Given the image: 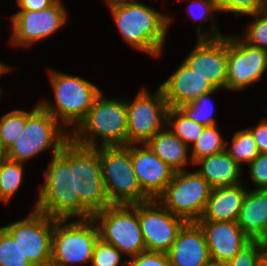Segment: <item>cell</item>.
Here are the masks:
<instances>
[{
	"instance_id": "ba28073f",
	"label": "cell",
	"mask_w": 267,
	"mask_h": 266,
	"mask_svg": "<svg viewBox=\"0 0 267 266\" xmlns=\"http://www.w3.org/2000/svg\"><path fill=\"white\" fill-rule=\"evenodd\" d=\"M66 222L67 219L55 218L50 266L91 263L93 249L99 239L96 222L92 218Z\"/></svg>"
},
{
	"instance_id": "4316f807",
	"label": "cell",
	"mask_w": 267,
	"mask_h": 266,
	"mask_svg": "<svg viewBox=\"0 0 267 266\" xmlns=\"http://www.w3.org/2000/svg\"><path fill=\"white\" fill-rule=\"evenodd\" d=\"M23 165L7 158L0 163V201L4 204L12 199L22 183Z\"/></svg>"
},
{
	"instance_id": "d590c367",
	"label": "cell",
	"mask_w": 267,
	"mask_h": 266,
	"mask_svg": "<svg viewBox=\"0 0 267 266\" xmlns=\"http://www.w3.org/2000/svg\"><path fill=\"white\" fill-rule=\"evenodd\" d=\"M265 251L262 240H252L225 263V266H258L259 259Z\"/></svg>"
},
{
	"instance_id": "cb8c5ba5",
	"label": "cell",
	"mask_w": 267,
	"mask_h": 266,
	"mask_svg": "<svg viewBox=\"0 0 267 266\" xmlns=\"http://www.w3.org/2000/svg\"><path fill=\"white\" fill-rule=\"evenodd\" d=\"M157 132L146 144L149 148L175 172L186 170L183 166L193 164L188 156L190 147L166 127ZM191 159V160H190Z\"/></svg>"
},
{
	"instance_id": "484cf974",
	"label": "cell",
	"mask_w": 267,
	"mask_h": 266,
	"mask_svg": "<svg viewBox=\"0 0 267 266\" xmlns=\"http://www.w3.org/2000/svg\"><path fill=\"white\" fill-rule=\"evenodd\" d=\"M231 140L228 149L229 145L225 142V151L240 166L241 163L249 165L259 154L254 136L249 128L235 132Z\"/></svg>"
},
{
	"instance_id": "277c9868",
	"label": "cell",
	"mask_w": 267,
	"mask_h": 266,
	"mask_svg": "<svg viewBox=\"0 0 267 266\" xmlns=\"http://www.w3.org/2000/svg\"><path fill=\"white\" fill-rule=\"evenodd\" d=\"M58 122L37 103L31 112L26 111L25 129L6 151V158L25 163L51 147L52 156L60 152L61 147L70 139V131L65 132V128L60 127Z\"/></svg>"
},
{
	"instance_id": "d4e9b609",
	"label": "cell",
	"mask_w": 267,
	"mask_h": 266,
	"mask_svg": "<svg viewBox=\"0 0 267 266\" xmlns=\"http://www.w3.org/2000/svg\"><path fill=\"white\" fill-rule=\"evenodd\" d=\"M167 127L189 147L196 142L202 134L205 126L189 119L178 108H170L167 111Z\"/></svg>"
},
{
	"instance_id": "5bb4252c",
	"label": "cell",
	"mask_w": 267,
	"mask_h": 266,
	"mask_svg": "<svg viewBox=\"0 0 267 266\" xmlns=\"http://www.w3.org/2000/svg\"><path fill=\"white\" fill-rule=\"evenodd\" d=\"M158 203L157 199L138 203V219L146 251L167 253L186 221Z\"/></svg>"
},
{
	"instance_id": "6da1fadb",
	"label": "cell",
	"mask_w": 267,
	"mask_h": 266,
	"mask_svg": "<svg viewBox=\"0 0 267 266\" xmlns=\"http://www.w3.org/2000/svg\"><path fill=\"white\" fill-rule=\"evenodd\" d=\"M35 209L56 219H81V201L74 197V141L70 138L44 170Z\"/></svg>"
},
{
	"instance_id": "8992f818",
	"label": "cell",
	"mask_w": 267,
	"mask_h": 266,
	"mask_svg": "<svg viewBox=\"0 0 267 266\" xmlns=\"http://www.w3.org/2000/svg\"><path fill=\"white\" fill-rule=\"evenodd\" d=\"M99 147L102 176L110 204L132 205L148 201L133 170L131 144Z\"/></svg>"
},
{
	"instance_id": "f546056e",
	"label": "cell",
	"mask_w": 267,
	"mask_h": 266,
	"mask_svg": "<svg viewBox=\"0 0 267 266\" xmlns=\"http://www.w3.org/2000/svg\"><path fill=\"white\" fill-rule=\"evenodd\" d=\"M26 111L12 110L0 117V142L7 151L25 129Z\"/></svg>"
},
{
	"instance_id": "836d02e7",
	"label": "cell",
	"mask_w": 267,
	"mask_h": 266,
	"mask_svg": "<svg viewBox=\"0 0 267 266\" xmlns=\"http://www.w3.org/2000/svg\"><path fill=\"white\" fill-rule=\"evenodd\" d=\"M219 12L255 14L267 10V0H215Z\"/></svg>"
},
{
	"instance_id": "ab89813d",
	"label": "cell",
	"mask_w": 267,
	"mask_h": 266,
	"mask_svg": "<svg viewBox=\"0 0 267 266\" xmlns=\"http://www.w3.org/2000/svg\"><path fill=\"white\" fill-rule=\"evenodd\" d=\"M56 0H16L20 10L39 11L51 6Z\"/></svg>"
},
{
	"instance_id": "f1b7e54d",
	"label": "cell",
	"mask_w": 267,
	"mask_h": 266,
	"mask_svg": "<svg viewBox=\"0 0 267 266\" xmlns=\"http://www.w3.org/2000/svg\"><path fill=\"white\" fill-rule=\"evenodd\" d=\"M220 89H215L214 91L201 95L195 101H191L187 104H183L178 109L186 115L189 119L200 123L201 125L208 127L216 125V121L213 115V104L210 97Z\"/></svg>"
},
{
	"instance_id": "8fae6325",
	"label": "cell",
	"mask_w": 267,
	"mask_h": 266,
	"mask_svg": "<svg viewBox=\"0 0 267 266\" xmlns=\"http://www.w3.org/2000/svg\"><path fill=\"white\" fill-rule=\"evenodd\" d=\"M127 106V145L145 144L166 127L169 106L162 89L152 95L142 88Z\"/></svg>"
},
{
	"instance_id": "7c38bea8",
	"label": "cell",
	"mask_w": 267,
	"mask_h": 266,
	"mask_svg": "<svg viewBox=\"0 0 267 266\" xmlns=\"http://www.w3.org/2000/svg\"><path fill=\"white\" fill-rule=\"evenodd\" d=\"M55 218L33 211L3 228L14 238L33 266H50Z\"/></svg>"
},
{
	"instance_id": "8d00e7d4",
	"label": "cell",
	"mask_w": 267,
	"mask_h": 266,
	"mask_svg": "<svg viewBox=\"0 0 267 266\" xmlns=\"http://www.w3.org/2000/svg\"><path fill=\"white\" fill-rule=\"evenodd\" d=\"M249 172L256 189L267 190V153H259L249 164Z\"/></svg>"
},
{
	"instance_id": "7bdbcfd3",
	"label": "cell",
	"mask_w": 267,
	"mask_h": 266,
	"mask_svg": "<svg viewBox=\"0 0 267 266\" xmlns=\"http://www.w3.org/2000/svg\"><path fill=\"white\" fill-rule=\"evenodd\" d=\"M258 266H267V251H265L259 259Z\"/></svg>"
},
{
	"instance_id": "ffe728a7",
	"label": "cell",
	"mask_w": 267,
	"mask_h": 266,
	"mask_svg": "<svg viewBox=\"0 0 267 266\" xmlns=\"http://www.w3.org/2000/svg\"><path fill=\"white\" fill-rule=\"evenodd\" d=\"M171 266H202L210 253L204 233L196 222H186L167 252Z\"/></svg>"
},
{
	"instance_id": "f6af8a7d",
	"label": "cell",
	"mask_w": 267,
	"mask_h": 266,
	"mask_svg": "<svg viewBox=\"0 0 267 266\" xmlns=\"http://www.w3.org/2000/svg\"><path fill=\"white\" fill-rule=\"evenodd\" d=\"M6 159V150L2 147L0 142V163Z\"/></svg>"
},
{
	"instance_id": "9a60e30c",
	"label": "cell",
	"mask_w": 267,
	"mask_h": 266,
	"mask_svg": "<svg viewBox=\"0 0 267 266\" xmlns=\"http://www.w3.org/2000/svg\"><path fill=\"white\" fill-rule=\"evenodd\" d=\"M66 21V8L61 0H56L48 8L39 11L19 10L11 16L10 40L13 45L27 47L52 36Z\"/></svg>"
},
{
	"instance_id": "4dcf8cb0",
	"label": "cell",
	"mask_w": 267,
	"mask_h": 266,
	"mask_svg": "<svg viewBox=\"0 0 267 266\" xmlns=\"http://www.w3.org/2000/svg\"><path fill=\"white\" fill-rule=\"evenodd\" d=\"M193 5L197 6V9L200 12L197 14V16H195V14L191 10V8H193ZM188 7H191L188 11L191 19L201 21L202 23L208 21L209 18L211 20V29H209L210 32H202L201 26L203 25H201V23L199 24V26L197 27L198 39H219L224 37L223 34L218 31L214 19L211 18L213 16V12H219L215 0H192ZM197 9L195 13L197 12Z\"/></svg>"
},
{
	"instance_id": "7402d4cb",
	"label": "cell",
	"mask_w": 267,
	"mask_h": 266,
	"mask_svg": "<svg viewBox=\"0 0 267 266\" xmlns=\"http://www.w3.org/2000/svg\"><path fill=\"white\" fill-rule=\"evenodd\" d=\"M247 190L243 184L212 189L198 221H237Z\"/></svg>"
},
{
	"instance_id": "b9f144b4",
	"label": "cell",
	"mask_w": 267,
	"mask_h": 266,
	"mask_svg": "<svg viewBox=\"0 0 267 266\" xmlns=\"http://www.w3.org/2000/svg\"><path fill=\"white\" fill-rule=\"evenodd\" d=\"M202 266H225V264L210 258Z\"/></svg>"
},
{
	"instance_id": "3957f363",
	"label": "cell",
	"mask_w": 267,
	"mask_h": 266,
	"mask_svg": "<svg viewBox=\"0 0 267 266\" xmlns=\"http://www.w3.org/2000/svg\"><path fill=\"white\" fill-rule=\"evenodd\" d=\"M99 140L97 141V138ZM70 138L77 144L97 148L127 145V106L121 98L107 99L101 93L86 117L72 129Z\"/></svg>"
},
{
	"instance_id": "2e32d148",
	"label": "cell",
	"mask_w": 267,
	"mask_h": 266,
	"mask_svg": "<svg viewBox=\"0 0 267 266\" xmlns=\"http://www.w3.org/2000/svg\"><path fill=\"white\" fill-rule=\"evenodd\" d=\"M183 61L216 89L225 88L227 75V36L219 39H197Z\"/></svg>"
},
{
	"instance_id": "f35d334b",
	"label": "cell",
	"mask_w": 267,
	"mask_h": 266,
	"mask_svg": "<svg viewBox=\"0 0 267 266\" xmlns=\"http://www.w3.org/2000/svg\"><path fill=\"white\" fill-rule=\"evenodd\" d=\"M249 130L254 136L259 153H267V118L261 119L255 128Z\"/></svg>"
},
{
	"instance_id": "1f68e13d",
	"label": "cell",
	"mask_w": 267,
	"mask_h": 266,
	"mask_svg": "<svg viewBox=\"0 0 267 266\" xmlns=\"http://www.w3.org/2000/svg\"><path fill=\"white\" fill-rule=\"evenodd\" d=\"M0 266H33L3 227H0Z\"/></svg>"
},
{
	"instance_id": "e575fe53",
	"label": "cell",
	"mask_w": 267,
	"mask_h": 266,
	"mask_svg": "<svg viewBox=\"0 0 267 266\" xmlns=\"http://www.w3.org/2000/svg\"><path fill=\"white\" fill-rule=\"evenodd\" d=\"M122 253L113 245L103 242L100 238L95 243L92 255V266H126L127 260L121 262Z\"/></svg>"
},
{
	"instance_id": "7a4b0ae2",
	"label": "cell",
	"mask_w": 267,
	"mask_h": 266,
	"mask_svg": "<svg viewBox=\"0 0 267 266\" xmlns=\"http://www.w3.org/2000/svg\"><path fill=\"white\" fill-rule=\"evenodd\" d=\"M109 9L124 41L154 57L162 53L171 17L137 1Z\"/></svg>"
},
{
	"instance_id": "30bf717a",
	"label": "cell",
	"mask_w": 267,
	"mask_h": 266,
	"mask_svg": "<svg viewBox=\"0 0 267 266\" xmlns=\"http://www.w3.org/2000/svg\"><path fill=\"white\" fill-rule=\"evenodd\" d=\"M211 190L209 183L197 171H176L157 200L186 222H196L203 214Z\"/></svg>"
},
{
	"instance_id": "4fadbf2b",
	"label": "cell",
	"mask_w": 267,
	"mask_h": 266,
	"mask_svg": "<svg viewBox=\"0 0 267 266\" xmlns=\"http://www.w3.org/2000/svg\"><path fill=\"white\" fill-rule=\"evenodd\" d=\"M266 70L267 50L246 43L240 36H227L225 89L245 90L258 82Z\"/></svg>"
},
{
	"instance_id": "9c48e42d",
	"label": "cell",
	"mask_w": 267,
	"mask_h": 266,
	"mask_svg": "<svg viewBox=\"0 0 267 266\" xmlns=\"http://www.w3.org/2000/svg\"><path fill=\"white\" fill-rule=\"evenodd\" d=\"M74 197L81 201V219L111 205L104 186L99 147H86L74 142Z\"/></svg>"
},
{
	"instance_id": "603a6c76",
	"label": "cell",
	"mask_w": 267,
	"mask_h": 266,
	"mask_svg": "<svg viewBox=\"0 0 267 266\" xmlns=\"http://www.w3.org/2000/svg\"><path fill=\"white\" fill-rule=\"evenodd\" d=\"M237 223L251 240H263L267 234V190H247Z\"/></svg>"
},
{
	"instance_id": "52a82bcc",
	"label": "cell",
	"mask_w": 267,
	"mask_h": 266,
	"mask_svg": "<svg viewBox=\"0 0 267 266\" xmlns=\"http://www.w3.org/2000/svg\"><path fill=\"white\" fill-rule=\"evenodd\" d=\"M92 219L97 224L99 238L115 246L123 255L126 253L132 258L146 251L138 219V203L111 204L95 213Z\"/></svg>"
},
{
	"instance_id": "83f0119b",
	"label": "cell",
	"mask_w": 267,
	"mask_h": 266,
	"mask_svg": "<svg viewBox=\"0 0 267 266\" xmlns=\"http://www.w3.org/2000/svg\"><path fill=\"white\" fill-rule=\"evenodd\" d=\"M225 142L217 125L205 127L202 134L190 147L193 164L203 157L224 151Z\"/></svg>"
},
{
	"instance_id": "bcb514c9",
	"label": "cell",
	"mask_w": 267,
	"mask_h": 266,
	"mask_svg": "<svg viewBox=\"0 0 267 266\" xmlns=\"http://www.w3.org/2000/svg\"><path fill=\"white\" fill-rule=\"evenodd\" d=\"M262 243H263V245H264V247H265V250L267 251V234H266L265 237L263 238Z\"/></svg>"
},
{
	"instance_id": "60d3db41",
	"label": "cell",
	"mask_w": 267,
	"mask_h": 266,
	"mask_svg": "<svg viewBox=\"0 0 267 266\" xmlns=\"http://www.w3.org/2000/svg\"><path fill=\"white\" fill-rule=\"evenodd\" d=\"M109 6L113 5H120V4H125V3H130V2H135L137 0H106Z\"/></svg>"
},
{
	"instance_id": "5b68a950",
	"label": "cell",
	"mask_w": 267,
	"mask_h": 266,
	"mask_svg": "<svg viewBox=\"0 0 267 266\" xmlns=\"http://www.w3.org/2000/svg\"><path fill=\"white\" fill-rule=\"evenodd\" d=\"M49 79L56 103L46 100L39 104L63 125H73L74 129L86 117L95 99L102 91L91 82L78 76L49 70ZM50 103V104H49Z\"/></svg>"
},
{
	"instance_id": "d6a6232c",
	"label": "cell",
	"mask_w": 267,
	"mask_h": 266,
	"mask_svg": "<svg viewBox=\"0 0 267 266\" xmlns=\"http://www.w3.org/2000/svg\"><path fill=\"white\" fill-rule=\"evenodd\" d=\"M249 15L255 20L240 37L252 46L267 50V10Z\"/></svg>"
},
{
	"instance_id": "44dd1931",
	"label": "cell",
	"mask_w": 267,
	"mask_h": 266,
	"mask_svg": "<svg viewBox=\"0 0 267 266\" xmlns=\"http://www.w3.org/2000/svg\"><path fill=\"white\" fill-rule=\"evenodd\" d=\"M194 164L202 166L196 171L209 183L211 189H224L242 183L241 166L225 150L203 157Z\"/></svg>"
},
{
	"instance_id": "74e56055",
	"label": "cell",
	"mask_w": 267,
	"mask_h": 266,
	"mask_svg": "<svg viewBox=\"0 0 267 266\" xmlns=\"http://www.w3.org/2000/svg\"><path fill=\"white\" fill-rule=\"evenodd\" d=\"M126 266H171L167 253L144 251L131 260H127Z\"/></svg>"
},
{
	"instance_id": "d6986e66",
	"label": "cell",
	"mask_w": 267,
	"mask_h": 266,
	"mask_svg": "<svg viewBox=\"0 0 267 266\" xmlns=\"http://www.w3.org/2000/svg\"><path fill=\"white\" fill-rule=\"evenodd\" d=\"M160 88L170 108H178L183 104L195 101L201 95L216 89L207 79L184 62L163 84H160Z\"/></svg>"
},
{
	"instance_id": "e0dca14e",
	"label": "cell",
	"mask_w": 267,
	"mask_h": 266,
	"mask_svg": "<svg viewBox=\"0 0 267 266\" xmlns=\"http://www.w3.org/2000/svg\"><path fill=\"white\" fill-rule=\"evenodd\" d=\"M131 161L143 194L149 200L157 199L171 182L175 171L146 143L142 147L131 144Z\"/></svg>"
},
{
	"instance_id": "ac0fdd59",
	"label": "cell",
	"mask_w": 267,
	"mask_h": 266,
	"mask_svg": "<svg viewBox=\"0 0 267 266\" xmlns=\"http://www.w3.org/2000/svg\"><path fill=\"white\" fill-rule=\"evenodd\" d=\"M196 223L204 233L210 257L224 264L252 241L237 221H196Z\"/></svg>"
},
{
	"instance_id": "ee69618b",
	"label": "cell",
	"mask_w": 267,
	"mask_h": 266,
	"mask_svg": "<svg viewBox=\"0 0 267 266\" xmlns=\"http://www.w3.org/2000/svg\"><path fill=\"white\" fill-rule=\"evenodd\" d=\"M10 70H11V67H8V65H5V64L0 62V76L2 74L9 72Z\"/></svg>"
}]
</instances>
